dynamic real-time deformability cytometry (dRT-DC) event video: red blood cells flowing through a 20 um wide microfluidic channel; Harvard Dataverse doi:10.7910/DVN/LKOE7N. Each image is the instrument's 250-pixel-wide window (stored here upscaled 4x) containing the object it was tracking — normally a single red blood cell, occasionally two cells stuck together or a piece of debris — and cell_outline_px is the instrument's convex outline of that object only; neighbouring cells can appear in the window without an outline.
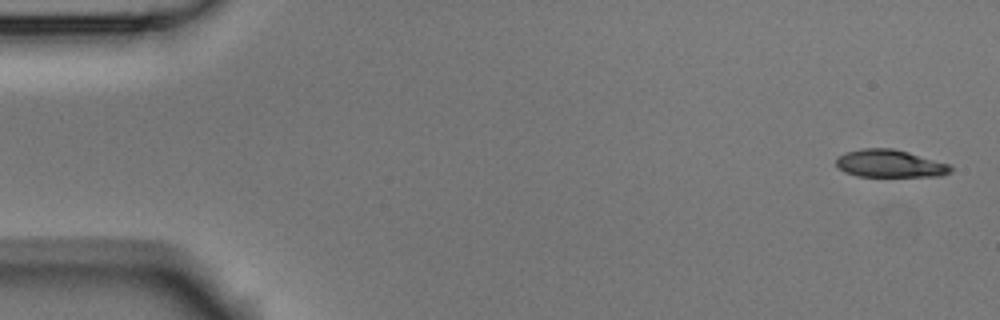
{"species": "Egyptian fruit bat (a non-hibernating species)", "species_latin": "Rousettus aegyptiacus", "temperature_condition": "room temperature", "stored_images_in_passage": 5, "camera_frame_rate_fps": 3000, "um_per_image_px": 0.085, "animal": {"sex": "male"}, "frame": {"image": 1, "passage_image": 1, "time_ms": 0.0, "image_size_px": [1000, 320], "cell_outline_px": [[952, 172], [940, 176], [860, 176], [844, 172], [836, 164], [836, 156], [844, 152], [860, 148], [892, 148], [908, 152], [952, 164]], "centroid_in_image_um": [75.65, 13.89], "position_along_channel_um": 9.4, "area_um2": 18.61}}
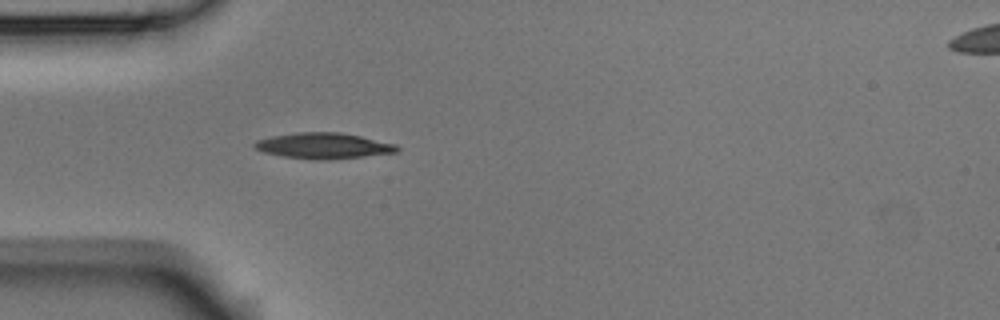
{"frame": {"image": 2, "passage_image": 5, "time_ms": 1.333, "image_size_px": [1000, 320], "cell_outline_px": [[400, 148], [396, 152], [364, 156], [328, 160], [316, 160], [284, 156], [264, 152], [256, 148], [252, 144], [256, 140], [272, 136], [296, 132], [340, 132], [360, 136], [396, 144]], "centroid_in_image_um": [27.49, 12.38], "position_along_channel_um": 57.5, "area_um2": 21.33}}